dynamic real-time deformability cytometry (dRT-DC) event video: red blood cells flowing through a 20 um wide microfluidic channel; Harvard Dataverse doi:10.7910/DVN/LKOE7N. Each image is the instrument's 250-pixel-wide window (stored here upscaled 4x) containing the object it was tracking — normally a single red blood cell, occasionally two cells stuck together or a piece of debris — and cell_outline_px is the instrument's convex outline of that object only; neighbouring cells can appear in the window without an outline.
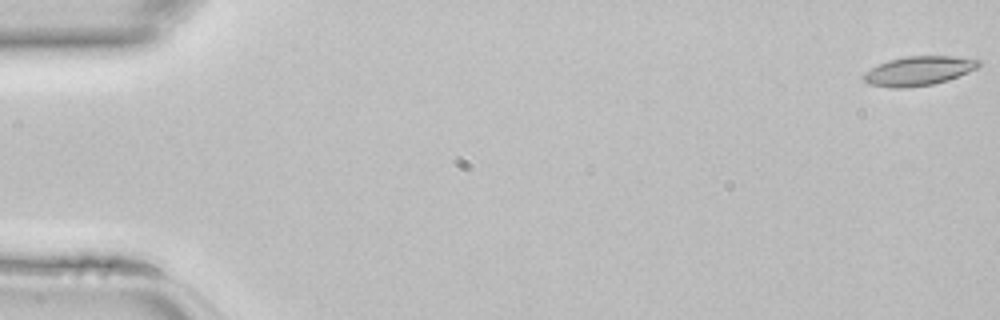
{"species": "common noctule bat (a hibernating species)", "species_latin": "Nyctalus noctula", "temperature_condition": "room temperature", "stored_images_in_passage": 29, "camera_frame_rate_fps": 3000, "um_per_image_px": 0.085, "animal": {"sex": "female", "body_mass_g": 22.7, "forearm_length_mm": 54.2}, "frame": {"image": 1, "passage_image": 1, "time_ms": 0.0, "image_size_px": [1000, 320], "cell_outline_px": [[980, 64], [976, 68], [968, 72], [948, 80], [932, 84], [908, 88], [892, 88], [868, 84], [860, 76], [864, 72], [888, 60], [908, 56], [952, 56], [980, 60]], "centroid_in_image_um": [78.04, 6.03], "position_along_channel_um": 7.0, "area_um2": 19.54}}